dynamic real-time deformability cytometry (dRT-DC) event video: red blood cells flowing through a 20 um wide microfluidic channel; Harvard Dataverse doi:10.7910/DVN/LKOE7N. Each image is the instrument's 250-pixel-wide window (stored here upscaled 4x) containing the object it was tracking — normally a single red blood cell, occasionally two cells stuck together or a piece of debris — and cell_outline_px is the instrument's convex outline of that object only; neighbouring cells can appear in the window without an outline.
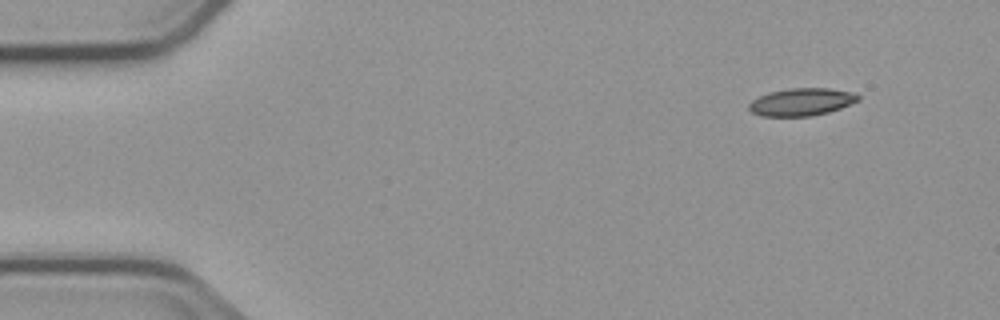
{"species": "common noctule bat (a hibernating species)", "species_latin": "Nyctalus noctula", "temperature_condition": "cold", "stored_images_in_passage": 4, "camera_frame_rate_fps": 3000, "um_per_image_px": 0.085, "animal": {"sex": "male", "body_mass_g": 23.1, "forearm_length_mm": 52.7}, "frame": {"image": 1, "passage_image": 1, "time_ms": 0.0, "image_size_px": [1000, 320], "cell_outline_px": [[860, 100], [840, 108], [828, 112], [812, 116], [760, 116], [752, 112], [748, 108], [748, 104], [752, 100], [768, 92], [792, 88], [828, 88], [848, 92], [860, 96]], "centroid_in_image_um": [68.09, 8.67], "position_along_channel_um": 16.9, "area_um2": 17.4}}
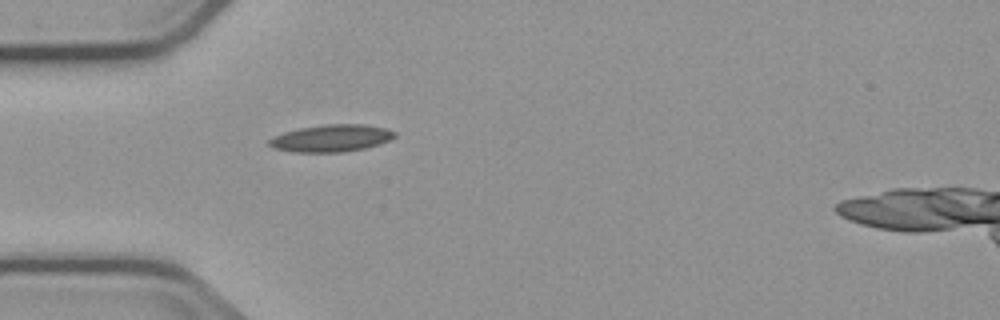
{"frame": {"image": 2, "passage_image": 4, "time_ms": 3.667, "image_size_px": [1000, 320], "cell_outline_px": [[396, 136], [388, 140], [364, 148], [340, 152], [292, 152], [272, 148], [268, 144], [268, 140], [272, 136], [284, 132], [300, 128], [324, 124], [364, 124], [384, 128], [396, 132]], "centroid_in_image_um": [28.09, 11.74], "position_along_channel_um": 56.9, "area_um2": 19.77}}